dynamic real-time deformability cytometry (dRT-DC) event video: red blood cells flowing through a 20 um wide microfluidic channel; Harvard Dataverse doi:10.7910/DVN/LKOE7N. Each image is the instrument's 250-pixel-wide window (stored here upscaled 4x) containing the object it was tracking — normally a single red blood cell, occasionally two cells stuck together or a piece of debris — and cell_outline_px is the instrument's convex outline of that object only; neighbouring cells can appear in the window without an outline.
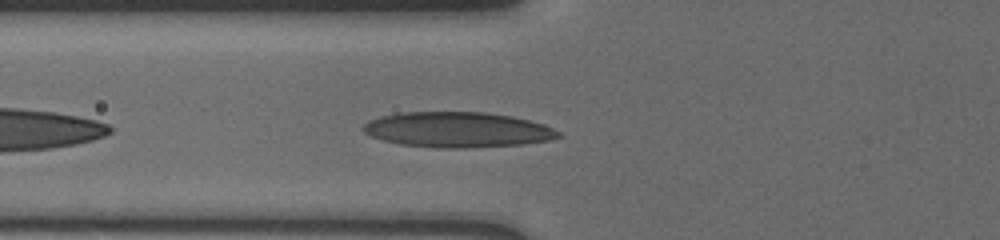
{"species": "human", "species_latin": "Homo sapiens", "temperature_condition": "cold", "stored_images_in_passage": 6, "camera_frame_rate_fps": 3000, "um_per_image_px": 0.085, "donor": {"sex": "male"}, "frame": {"image": 1, "passage_image": 6, "time_ms": 4.667, "image_size_px": [1000, 240], "cell_outline_px": [[564, 136], [552, 140], [520, 144], [464, 148], [436, 148], [400, 144], [384, 140], [372, 136], [364, 132], [360, 128], [368, 120], [380, 116], [400, 112], [484, 112], [512, 116], [544, 124], [560, 132]], "centroid_in_image_um": [38.89, 11.02], "position_along_channel_um": 86.9, "area_um2": 40.34}}